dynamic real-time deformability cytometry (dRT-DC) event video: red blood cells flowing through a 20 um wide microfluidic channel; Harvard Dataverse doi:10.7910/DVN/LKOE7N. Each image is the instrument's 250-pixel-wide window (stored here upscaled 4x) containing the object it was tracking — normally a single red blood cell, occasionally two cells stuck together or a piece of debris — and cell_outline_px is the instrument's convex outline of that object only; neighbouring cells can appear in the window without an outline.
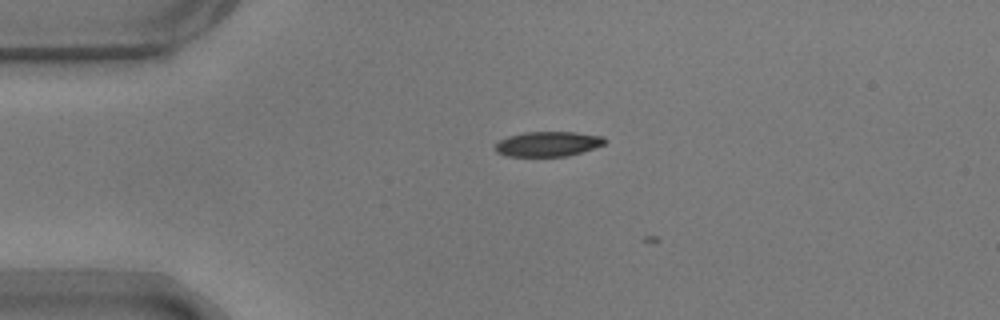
{"species": "common noctule bat (a hibernating species)", "species_latin": "Nyctalus noctula", "temperature_condition": "warm", "stored_images_in_passage": 3, "camera_frame_rate_fps": 3000, "um_per_image_px": 0.085, "animal": {"sex": "male", "body_mass_g": 17.9}, "frame": {"image": 1, "passage_image": 2, "time_ms": 0.333, "image_size_px": [1000, 320], "cell_outline_px": [[608, 140], [604, 144], [568, 156], [508, 156], [496, 152], [496, 144], [500, 140], [508, 136], [524, 132], [576, 132], [604, 136]], "centroid_in_image_um": [46.59, 12.22], "position_along_channel_um": 38.4, "area_um2": 15.84}}